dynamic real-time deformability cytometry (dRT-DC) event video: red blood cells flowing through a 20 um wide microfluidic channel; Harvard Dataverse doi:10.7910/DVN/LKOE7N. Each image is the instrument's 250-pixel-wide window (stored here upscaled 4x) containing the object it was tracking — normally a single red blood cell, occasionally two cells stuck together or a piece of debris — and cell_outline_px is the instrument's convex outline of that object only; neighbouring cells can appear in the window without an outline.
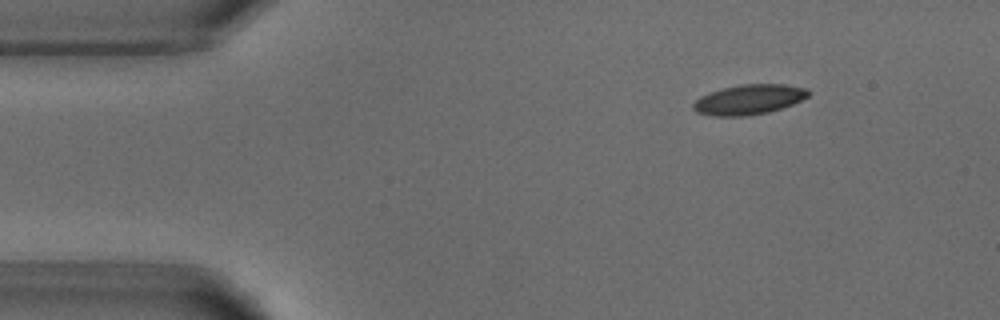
{"species": "common noctule bat (a hibernating species)", "species_latin": "Nyctalus noctula", "temperature_condition": "warm", "stored_images_in_passage": 4, "camera_frame_rate_fps": 3000, "um_per_image_px": 0.085, "animal": {"sex": "male", "body_mass_g": 18.8}, "frame": {"image": 1, "passage_image": 2, "time_ms": 1.333, "image_size_px": [1000, 320], "cell_outline_px": [[812, 92], [808, 96], [792, 104], [768, 112], [744, 116], [712, 116], [696, 112], [692, 108], [692, 104], [700, 96], [724, 88], [740, 84], [784, 84], [808, 88]], "centroid_in_image_um": [63.66, 8.46], "position_along_channel_um": 21.3, "area_um2": 20.06}}